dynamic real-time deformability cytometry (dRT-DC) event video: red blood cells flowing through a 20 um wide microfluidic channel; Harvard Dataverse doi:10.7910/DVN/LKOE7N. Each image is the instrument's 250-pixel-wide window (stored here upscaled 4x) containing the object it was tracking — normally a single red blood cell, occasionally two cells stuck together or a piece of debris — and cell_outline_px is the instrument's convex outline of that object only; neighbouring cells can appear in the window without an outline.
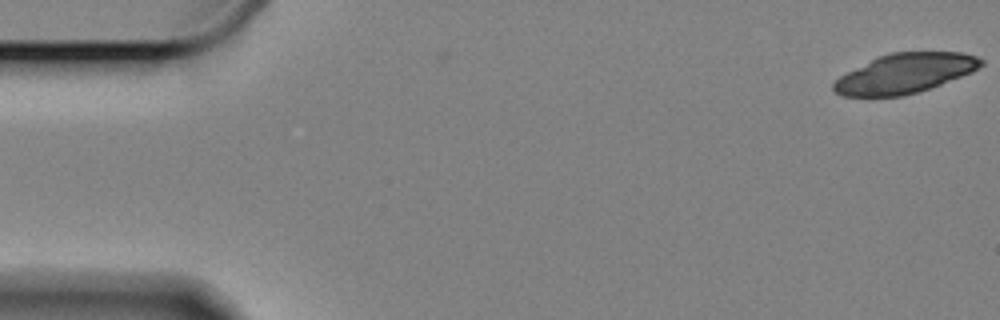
{"species": "Egyptian fruit bat (a non-hibernating species)", "species_latin": "Rousettus aegyptiacus", "temperature_condition": "cold", "stored_images_in_passage": 2, "camera_frame_rate_fps": 3000, "um_per_image_px": 0.085, "animal": {"sex": "female"}, "frame": {"image": 1, "passage_image": 2, "time_ms": 0.333, "image_size_px": [1000, 320], "cell_outline_px": [[984, 64], [972, 72], [940, 84], [904, 96], [844, 96], [836, 92], [832, 88], [832, 84], [840, 76], [876, 56], [892, 52], [964, 52], [976, 56], [984, 60]], "centroid_in_image_um": [76.92, 6.22], "position_along_channel_um": 8.1, "area_um2": 33.87}}